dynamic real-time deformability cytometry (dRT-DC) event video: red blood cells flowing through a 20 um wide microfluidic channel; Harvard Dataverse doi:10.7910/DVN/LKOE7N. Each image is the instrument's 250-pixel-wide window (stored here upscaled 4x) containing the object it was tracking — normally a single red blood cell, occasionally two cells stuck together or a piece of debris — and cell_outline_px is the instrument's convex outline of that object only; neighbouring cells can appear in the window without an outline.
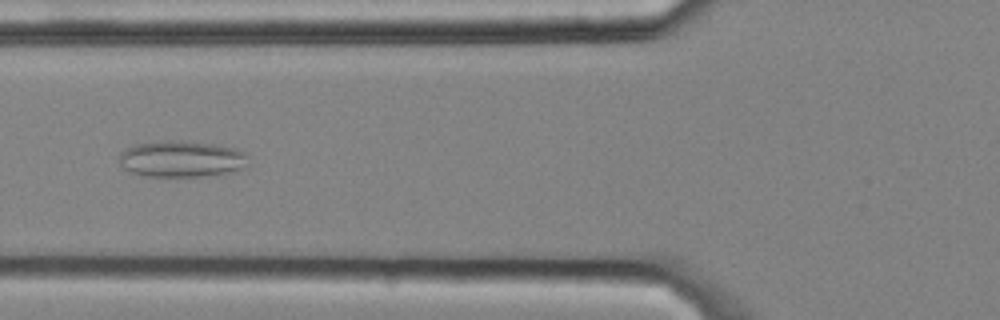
{"species": "common noctule bat (a hibernating species)", "species_latin": "Nyctalus noctula", "temperature_condition": "cold", "stored_images_in_passage": 6, "camera_frame_rate_fps": 3000, "um_per_image_px": 0.085, "animal": {"sex": "male", "body_mass_g": 20.4}, "frame": {"image": 1, "passage_image": 6, "time_ms": 1.667, "image_size_px": [1000, 320], "cell_outline_px": [[248, 156], [244, 168], [232, 172], [200, 176], [144, 176], [132, 172], [124, 168], [120, 164], [120, 152], [136, 144], [164, 140], [176, 140], [212, 144], [236, 148], [244, 152]], "centroid_in_image_um": [15.44, 13.5], "position_along_channel_um": 110.4, "area_um2": 27.22}}